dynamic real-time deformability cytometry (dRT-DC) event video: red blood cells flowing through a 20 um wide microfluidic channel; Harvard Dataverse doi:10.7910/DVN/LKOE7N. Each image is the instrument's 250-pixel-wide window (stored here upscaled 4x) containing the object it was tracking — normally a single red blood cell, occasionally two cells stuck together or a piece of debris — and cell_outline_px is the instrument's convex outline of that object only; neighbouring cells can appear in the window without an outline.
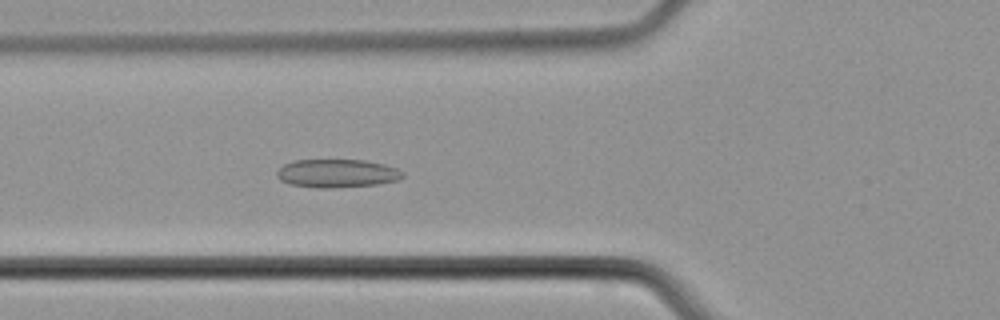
{"species": "common noctule bat (a hibernating species)", "species_latin": "Nyctalus noctula", "temperature_condition": "cold", "stored_images_in_passage": 40, "camera_frame_rate_fps": 3000, "um_per_image_px": 0.085, "animal": {"sex": "male", "body_mass_g": 21.5, "forearm_length_mm": 52.0}, "frame": {"image": 1, "passage_image": 9, "time_ms": 2.667, "image_size_px": [1000, 320], "cell_outline_px": [[404, 176], [396, 180], [376, 184], [328, 188], [316, 188], [288, 184], [280, 180], [276, 176], [276, 172], [284, 164], [296, 160], [364, 160], [384, 164], [396, 168], [404, 172]], "centroid_in_image_um": [28.61, 14.73], "position_along_channel_um": 97.2, "area_um2": 20.69}}
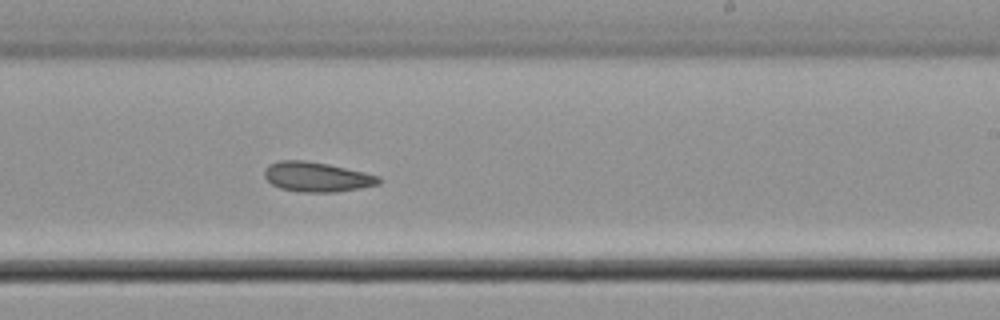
{"frame": {"image": 2, "passage_image": 21, "time_ms": 6.667, "image_size_px": [1000, 320], "cell_outline_px": [[380, 184], [360, 188], [336, 192], [300, 192], [280, 188], [272, 184], [264, 176], [264, 168], [268, 164], [276, 160], [304, 160], [328, 164], [364, 172], [380, 176]], "centroid_in_image_um": [26.9, 15.03], "position_along_channel_um": 262.1, "area_um2": 19.94}}
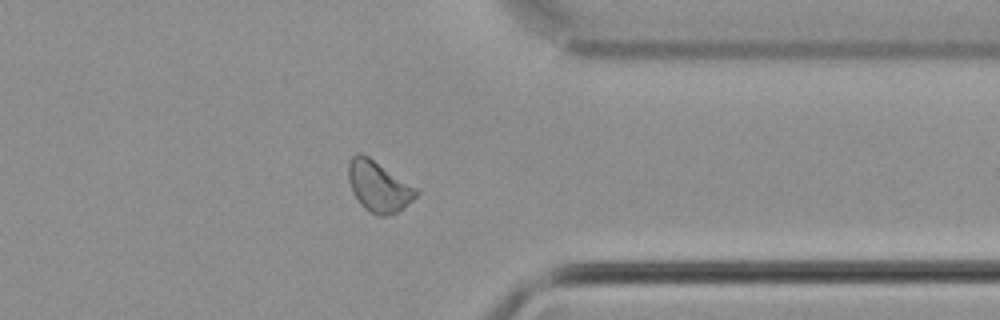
{"frame": {"image": 3, "passage_image": 30, "time_ms": 9.667, "image_size_px": [1000, 320], "cell_outline_px": [[420, 192], [404, 208], [396, 212], [384, 216], [376, 216], [364, 208], [360, 204], [352, 192], [348, 180], [348, 164], [352, 156], [356, 152], [360, 152], [368, 156], [416, 188]], "centroid_in_image_um": [32.15, 15.85], "position_along_channel_um": 379.3, "area_um2": 19.94}}